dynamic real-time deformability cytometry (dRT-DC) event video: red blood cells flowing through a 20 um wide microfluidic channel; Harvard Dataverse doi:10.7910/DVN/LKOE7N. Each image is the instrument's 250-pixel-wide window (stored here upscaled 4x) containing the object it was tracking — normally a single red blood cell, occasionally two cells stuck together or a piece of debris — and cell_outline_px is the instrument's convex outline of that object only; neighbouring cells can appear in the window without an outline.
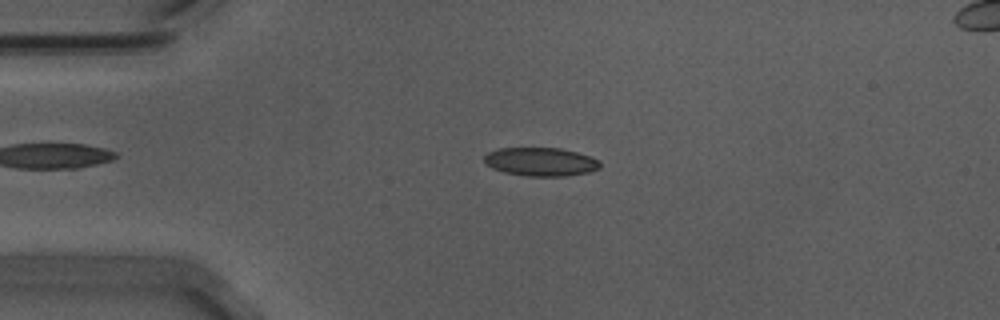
{"species": "Egyptian fruit bat (a non-hibernating species)", "species_latin": "Rousettus aegyptiacus", "temperature_condition": "warm", "stored_images_in_passage": 55, "camera_frame_rate_fps": 3000, "um_per_image_px": 0.085, "animal": {"sex": "male"}, "frame": {"image": 1, "passage_image": 13, "time_ms": 4.0, "image_size_px": [1000, 320], "cell_outline_px": [[600, 168], [588, 172], [564, 176], [528, 176], [504, 172], [492, 168], [484, 164], [484, 156], [488, 152], [500, 148], [560, 148], [576, 152], [588, 156], [596, 160], [600, 164]], "centroid_in_image_um": [45.91, 13.75], "position_along_channel_um": 39.1, "area_um2": 19.07}}
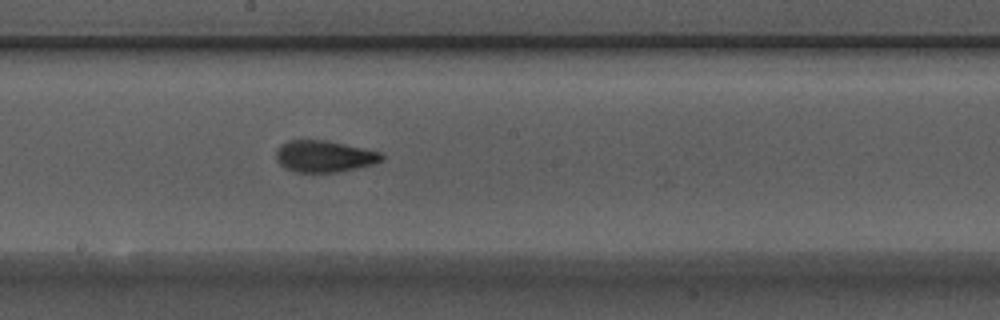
{"frame": {"image": 2, "passage_image": 30, "time_ms": 9.667, "image_size_px": [1000, 320], "cell_outline_px": [[384, 160], [372, 164], [356, 168], [336, 172], [296, 172], [284, 168], [280, 164], [276, 156], [276, 152], [288, 140], [324, 140], [380, 152], [384, 156]], "centroid_in_image_um": [27.56, 13.3], "position_along_channel_um": 220.6, "area_um2": 19.07}}
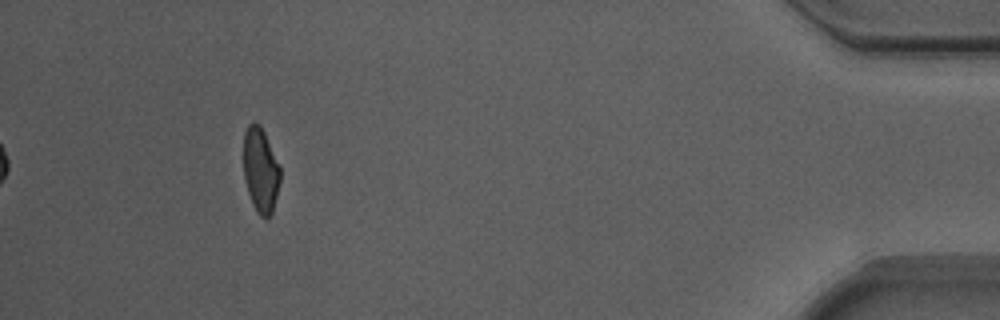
{"frame": {"image": 3, "passage_image": 51, "time_ms": 16.667, "image_size_px": [1000, 320], "cell_outline_px": [[280, 180], [272, 212], [264, 220], [256, 212], [252, 204], [248, 192], [244, 176], [244, 132], [248, 124], [252, 120], [260, 124], [264, 132], [280, 168]], "centroid_in_image_um": [22.13, 14.45], "position_along_channel_um": 413.1, "area_um2": 18.03}, "authors_computed_cell_mechanics": {"area_um2": 19.074, "velocity_mm_per_s": 3.7145, "shape_relaxation_time_tau1_ms": 6.736, "shape_relaxation_time_tau2_ms": 1.4652, "deformation_change_tau1": 0.167, "deformation_change_tau2": 0.0815}}